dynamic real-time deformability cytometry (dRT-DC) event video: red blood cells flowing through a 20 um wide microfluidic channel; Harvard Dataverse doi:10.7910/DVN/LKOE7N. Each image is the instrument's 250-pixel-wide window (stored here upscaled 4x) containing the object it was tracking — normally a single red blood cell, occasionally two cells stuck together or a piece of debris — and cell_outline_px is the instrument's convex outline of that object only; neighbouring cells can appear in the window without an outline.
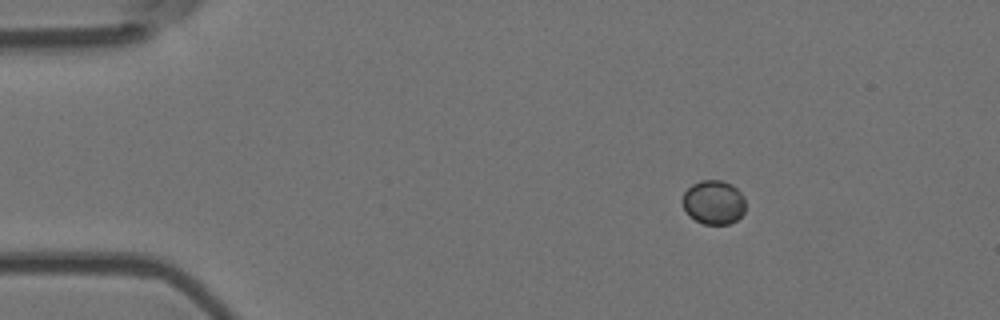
{"species": "Egyptian fruit bat (a non-hibernating species)", "species_latin": "Rousettus aegyptiacus", "temperature_condition": "room temperature", "stored_images_in_passage": 5, "camera_frame_rate_fps": 3000, "um_per_image_px": 0.085, "animal": {"sex": "female"}, "frame": {"image": 1, "passage_image": 2, "time_ms": 0.333, "image_size_px": [1000, 320], "cell_outline_px": [[744, 212], [736, 220], [728, 224], [704, 224], [688, 216], [680, 200], [684, 192], [692, 184], [700, 180], [720, 180], [732, 184], [744, 196]], "centroid_in_image_um": [60.63, 17.19], "position_along_channel_um": 24.4, "area_um2": 16.3}}
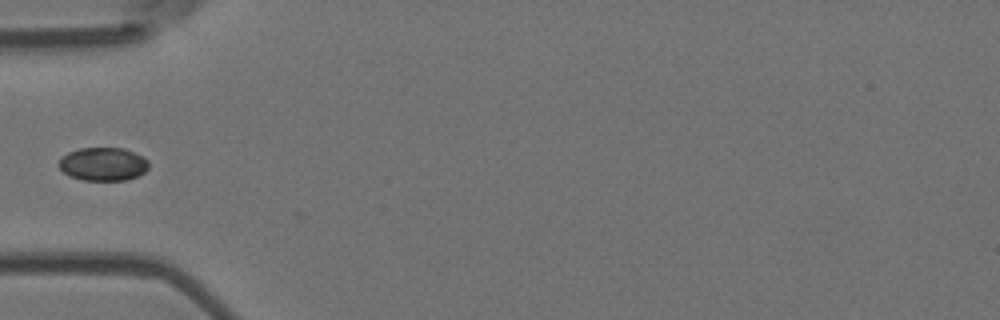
{"frame": {"image": 2, "passage_image": 5, "time_ms": 1.333, "image_size_px": [1000, 320], "cell_outline_px": [[148, 168], [144, 172], [136, 176], [124, 180], [84, 180], [68, 176], [60, 168], [60, 160], [68, 152], [80, 148], [124, 148], [144, 156], [148, 160]], "centroid_in_image_um": [8.79, 13.94], "position_along_channel_um": 76.2, "area_um2": 17.34}}